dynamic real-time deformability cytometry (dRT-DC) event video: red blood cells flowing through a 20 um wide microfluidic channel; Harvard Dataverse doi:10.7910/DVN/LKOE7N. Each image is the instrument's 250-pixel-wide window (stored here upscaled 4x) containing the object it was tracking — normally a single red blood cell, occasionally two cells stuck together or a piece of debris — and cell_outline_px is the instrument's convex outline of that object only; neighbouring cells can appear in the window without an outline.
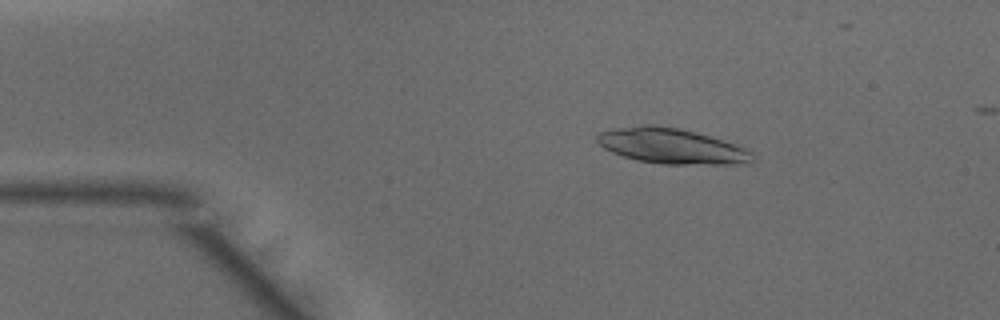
{"species": "common noctule bat (a hibernating species)", "species_latin": "Nyctalus noctula", "temperature_condition": "warm", "stored_images_in_passage": 12, "camera_frame_rate_fps": 3000, "um_per_image_px": 0.085, "animal": {"sex": "male", "body_mass_g": 15.6}, "frame": {"image": 1, "passage_image": 7, "time_ms": 2.0, "image_size_px": [1000, 320], "cell_outline_px": [[756, 160], [752, 164], [664, 164], [636, 160], [612, 152], [604, 148], [596, 140], [596, 136], [600, 132], [616, 128], [640, 124], [656, 124], [676, 128], [724, 140], [748, 148], [752, 152]], "centroid_in_image_um": [57.14, 12.42], "position_along_channel_um": 27.9, "area_um2": 32.19}}